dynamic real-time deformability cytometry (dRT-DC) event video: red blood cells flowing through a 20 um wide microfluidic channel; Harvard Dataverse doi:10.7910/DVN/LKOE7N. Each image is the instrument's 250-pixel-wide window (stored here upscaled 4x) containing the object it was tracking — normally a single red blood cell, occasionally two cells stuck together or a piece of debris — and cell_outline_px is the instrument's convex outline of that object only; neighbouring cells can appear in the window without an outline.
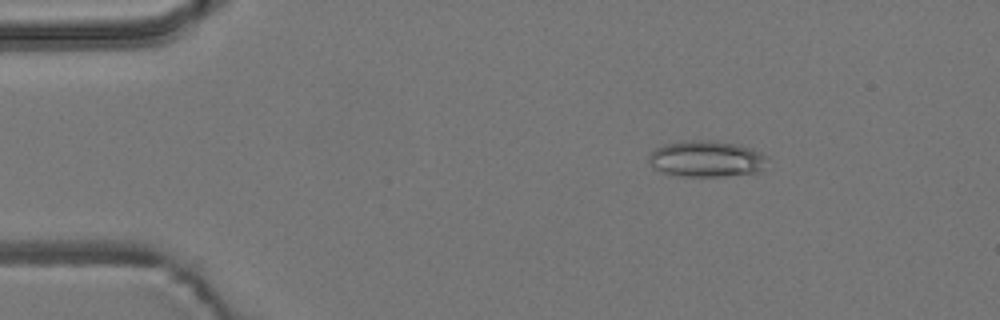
{"species": "common noctule bat (a hibernating species)", "species_latin": "Nyctalus noctula", "temperature_condition": "room temperature", "stored_images_in_passage": 50, "camera_frame_rate_fps": 3000, "um_per_image_px": 0.085, "animal": {"sex": "male", "body_mass_g": 19.2, "forearm_length_mm": 51.8}, "frame": {"image": 1, "passage_image": 3, "time_ms": 0.667, "image_size_px": [1000, 320], "cell_outline_px": [[768, 156], [760, 172], [724, 176], [684, 176], [664, 172], [648, 164], [648, 156], [656, 148], [664, 144], [680, 140], [712, 140], [736, 144], [752, 148]], "centroid_in_image_um": [60.04, 13.48], "position_along_channel_um": 25.0, "area_um2": 25.09}}
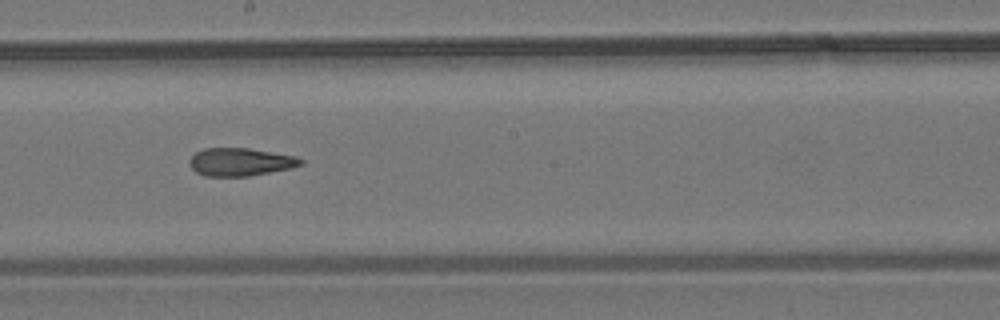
{"frame": {"image": 2, "passage_image": 25, "time_ms": 8.0, "image_size_px": [1000, 320], "cell_outline_px": [[304, 164], [288, 168], [248, 176], [204, 176], [196, 172], [188, 164], [188, 160], [196, 152], [204, 148], [248, 148], [296, 156], [304, 160]], "centroid_in_image_um": [20.4, 13.76], "position_along_channel_um": 227.8, "area_um2": 18.03}}
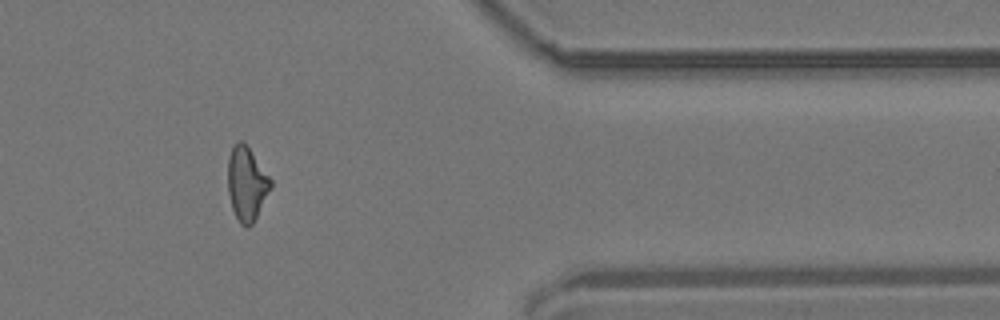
{"frame": {"image": 3, "passage_image": 40, "time_ms": 13.0, "image_size_px": [1000, 320], "cell_outline_px": [[272, 188], [252, 224], [248, 228], [240, 224], [232, 208], [228, 192], [228, 156], [232, 148], [240, 140], [244, 140], [272, 180]], "centroid_in_image_um": [20.97, 15.61], "position_along_channel_um": 390.4, "area_um2": 18.5}, "authors_computed_cell_mechanics": {"area_um2": 18.7272, "velocity_mm_per_s": 3.7264, "shape_relaxation_time_tau1_ms": null, "shape_relaxation_time_tau2_ms": 4.6598, "deformation_change_tau1": null, "deformation_change_tau2": 0.1353}}